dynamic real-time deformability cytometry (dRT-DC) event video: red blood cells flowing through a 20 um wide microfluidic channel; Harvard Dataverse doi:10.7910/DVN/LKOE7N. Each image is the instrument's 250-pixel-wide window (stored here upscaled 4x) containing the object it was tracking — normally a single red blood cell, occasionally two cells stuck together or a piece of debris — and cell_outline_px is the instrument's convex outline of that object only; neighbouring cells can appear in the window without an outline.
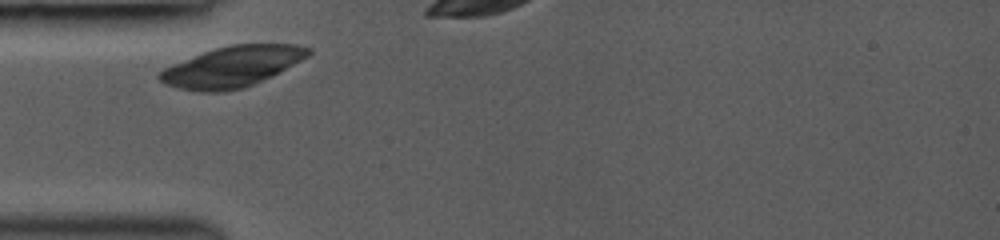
{"species": "common noctule bat (a hibernating species)", "species_latin": "Nyctalus noctula", "temperature_condition": "room temperature", "stored_images_in_passage": 4, "camera_frame_rate_fps": 3000, "um_per_image_px": 0.085, "animal": {"sex": "female", "body_mass_g": 19.0, "forearm_length_mm": 53.3}, "frame": {"image": 1, "passage_image": 1, "time_ms": 0.0, "image_size_px": [1000, 240], "cell_outline_px": [[312, 52], [308, 56], [272, 76], [244, 88], [224, 92], [200, 92], [180, 88], [164, 84], [156, 76], [164, 68], [172, 64], [204, 52], [216, 48], [232, 44], [296, 44], [312, 48]], "centroid_in_image_um": [19.73, 5.67], "position_along_channel_um": 65.3, "area_um2": 35.14}}